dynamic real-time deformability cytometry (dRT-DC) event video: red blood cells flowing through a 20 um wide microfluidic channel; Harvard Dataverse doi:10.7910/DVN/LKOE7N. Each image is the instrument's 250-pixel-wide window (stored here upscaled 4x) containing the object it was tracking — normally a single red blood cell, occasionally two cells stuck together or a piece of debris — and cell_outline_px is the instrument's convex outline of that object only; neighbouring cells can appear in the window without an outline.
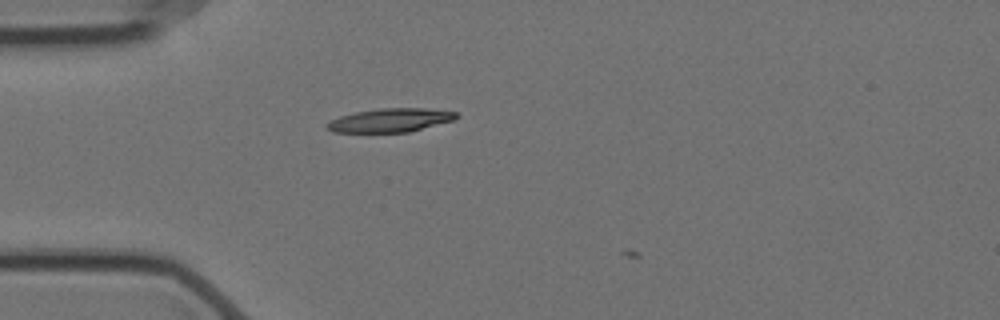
{"species": "Egyptian fruit bat (a non-hibernating species)", "species_latin": "Rousettus aegyptiacus", "temperature_condition": "cold", "stored_images_in_passage": 8, "camera_frame_rate_fps": 3000, "um_per_image_px": 0.085, "animal": {"sex": "female"}, "frame": {"image": 1, "passage_image": 7, "time_ms": 2.0, "image_size_px": [1000, 320], "cell_outline_px": [[460, 116], [452, 120], [408, 132], [332, 132], [324, 124], [340, 116], [356, 112], [380, 108], [424, 108], [456, 112]], "centroid_in_image_um": [33.15, 10.21], "position_along_channel_um": 51.8, "area_um2": 17.57}}